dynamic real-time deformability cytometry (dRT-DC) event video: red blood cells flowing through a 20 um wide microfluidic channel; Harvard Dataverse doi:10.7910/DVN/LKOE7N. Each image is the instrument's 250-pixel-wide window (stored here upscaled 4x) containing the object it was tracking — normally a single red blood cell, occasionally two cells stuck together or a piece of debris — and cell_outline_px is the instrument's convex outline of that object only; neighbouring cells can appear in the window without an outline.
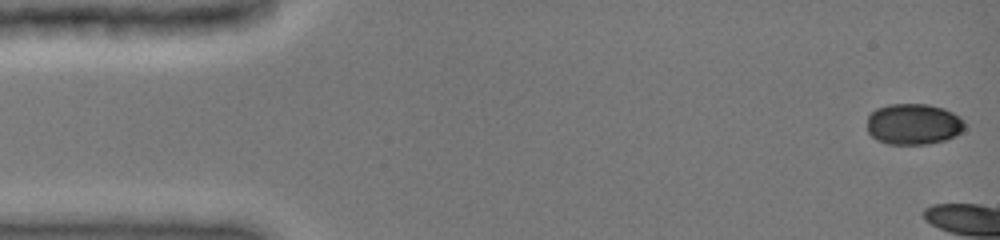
{"species": "common noctule bat (a hibernating species)", "species_latin": "Nyctalus noctula", "temperature_condition": "cold", "stored_images_in_passage": 3, "camera_frame_rate_fps": 3000, "um_per_image_px": 0.085, "animal": {"sex": "female", "body_mass_g": 19.0, "forearm_length_mm": 51.5}, "frame": {"image": 1, "passage_image": 1, "time_ms": 0.0, "image_size_px": [1000, 240], "cell_outline_px": [[964, 128], [956, 136], [944, 140], [928, 144], [888, 144], [876, 140], [868, 132], [868, 116], [876, 108], [888, 104], [928, 104], [944, 108], [960, 116], [964, 120]], "centroid_in_image_um": [77.65, 10.55], "position_along_channel_um": 7.4, "area_um2": 23.47}}